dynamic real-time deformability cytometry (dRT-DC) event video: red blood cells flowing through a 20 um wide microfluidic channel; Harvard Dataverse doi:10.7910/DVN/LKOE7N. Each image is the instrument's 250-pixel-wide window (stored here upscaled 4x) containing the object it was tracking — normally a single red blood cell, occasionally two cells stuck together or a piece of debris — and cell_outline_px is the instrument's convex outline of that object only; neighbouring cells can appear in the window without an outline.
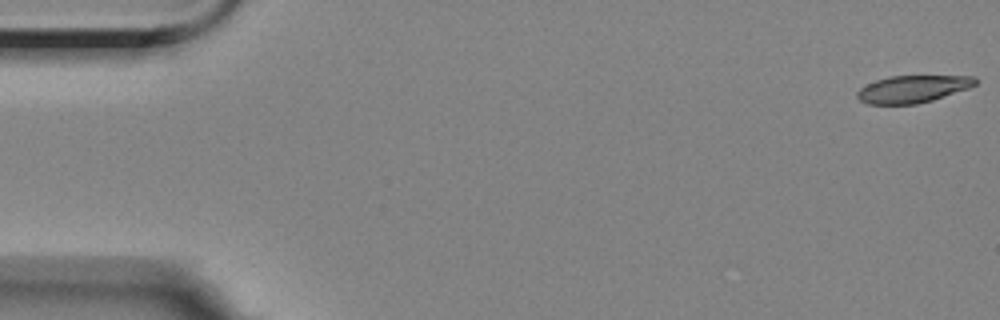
{"species": "Egyptian fruit bat (a non-hibernating species)", "species_latin": "Rousettus aegyptiacus", "temperature_condition": "room temperature", "stored_images_in_passage": 9, "camera_frame_rate_fps": 3000, "um_per_image_px": 0.085, "animal": {"sex": "female"}, "frame": {"image": 1, "passage_image": 1, "time_ms": 0.0, "image_size_px": [1000, 320], "cell_outline_px": [[976, 84], [968, 88], [932, 100], [916, 104], [868, 104], [860, 100], [856, 96], [856, 92], [860, 88], [876, 80], [892, 76], [976, 76]], "centroid_in_image_um": [77.56, 7.56], "position_along_channel_um": 7.4, "area_um2": 18.55}}